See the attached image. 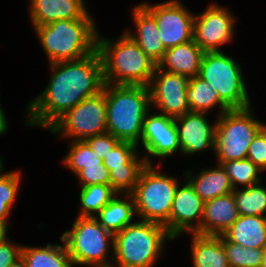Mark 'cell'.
<instances>
[{"instance_id": "28", "label": "cell", "mask_w": 266, "mask_h": 267, "mask_svg": "<svg viewBox=\"0 0 266 267\" xmlns=\"http://www.w3.org/2000/svg\"><path fill=\"white\" fill-rule=\"evenodd\" d=\"M80 188L81 207L77 217H95L117 194L111 185L97 184Z\"/></svg>"}, {"instance_id": "24", "label": "cell", "mask_w": 266, "mask_h": 267, "mask_svg": "<svg viewBox=\"0 0 266 267\" xmlns=\"http://www.w3.org/2000/svg\"><path fill=\"white\" fill-rule=\"evenodd\" d=\"M119 193L95 216L100 225L113 234L122 231L134 221L136 216L134 200L131 194Z\"/></svg>"}, {"instance_id": "3", "label": "cell", "mask_w": 266, "mask_h": 267, "mask_svg": "<svg viewBox=\"0 0 266 267\" xmlns=\"http://www.w3.org/2000/svg\"><path fill=\"white\" fill-rule=\"evenodd\" d=\"M107 109V133L119 141L140 146L143 121L151 110L150 89L144 85L104 83Z\"/></svg>"}, {"instance_id": "11", "label": "cell", "mask_w": 266, "mask_h": 267, "mask_svg": "<svg viewBox=\"0 0 266 267\" xmlns=\"http://www.w3.org/2000/svg\"><path fill=\"white\" fill-rule=\"evenodd\" d=\"M154 17L166 49L194 39V17L178 0L150 5L141 3Z\"/></svg>"}, {"instance_id": "27", "label": "cell", "mask_w": 266, "mask_h": 267, "mask_svg": "<svg viewBox=\"0 0 266 267\" xmlns=\"http://www.w3.org/2000/svg\"><path fill=\"white\" fill-rule=\"evenodd\" d=\"M242 188L232 192L239 215L266 216V188L262 182Z\"/></svg>"}, {"instance_id": "17", "label": "cell", "mask_w": 266, "mask_h": 267, "mask_svg": "<svg viewBox=\"0 0 266 267\" xmlns=\"http://www.w3.org/2000/svg\"><path fill=\"white\" fill-rule=\"evenodd\" d=\"M33 28L58 20L85 18L89 11L84 0H29Z\"/></svg>"}, {"instance_id": "26", "label": "cell", "mask_w": 266, "mask_h": 267, "mask_svg": "<svg viewBox=\"0 0 266 267\" xmlns=\"http://www.w3.org/2000/svg\"><path fill=\"white\" fill-rule=\"evenodd\" d=\"M187 101L191 112L207 113L214 107L219 106L220 113L231 110L221 99L218 92L200 76L190 78L186 90Z\"/></svg>"}, {"instance_id": "30", "label": "cell", "mask_w": 266, "mask_h": 267, "mask_svg": "<svg viewBox=\"0 0 266 267\" xmlns=\"http://www.w3.org/2000/svg\"><path fill=\"white\" fill-rule=\"evenodd\" d=\"M217 163L230 177L233 189L239 188L240 185L245 188L262 182V178L259 176L261 170L247 158L237 161H218Z\"/></svg>"}, {"instance_id": "12", "label": "cell", "mask_w": 266, "mask_h": 267, "mask_svg": "<svg viewBox=\"0 0 266 267\" xmlns=\"http://www.w3.org/2000/svg\"><path fill=\"white\" fill-rule=\"evenodd\" d=\"M235 18L226 7L211 3L194 17V41L204 52H222L221 46L231 42Z\"/></svg>"}, {"instance_id": "31", "label": "cell", "mask_w": 266, "mask_h": 267, "mask_svg": "<svg viewBox=\"0 0 266 267\" xmlns=\"http://www.w3.org/2000/svg\"><path fill=\"white\" fill-rule=\"evenodd\" d=\"M4 166L0 168V222L8 223V217L16 196L19 194L21 181L20 171L3 172Z\"/></svg>"}, {"instance_id": "23", "label": "cell", "mask_w": 266, "mask_h": 267, "mask_svg": "<svg viewBox=\"0 0 266 267\" xmlns=\"http://www.w3.org/2000/svg\"><path fill=\"white\" fill-rule=\"evenodd\" d=\"M244 247L263 248L266 244V216H242L223 234Z\"/></svg>"}, {"instance_id": "22", "label": "cell", "mask_w": 266, "mask_h": 267, "mask_svg": "<svg viewBox=\"0 0 266 267\" xmlns=\"http://www.w3.org/2000/svg\"><path fill=\"white\" fill-rule=\"evenodd\" d=\"M191 237L193 267H230L223 246V235L191 233Z\"/></svg>"}, {"instance_id": "10", "label": "cell", "mask_w": 266, "mask_h": 267, "mask_svg": "<svg viewBox=\"0 0 266 267\" xmlns=\"http://www.w3.org/2000/svg\"><path fill=\"white\" fill-rule=\"evenodd\" d=\"M48 130L63 138L85 140L107 133V109L104 86L98 94L82 100L59 117Z\"/></svg>"}, {"instance_id": "9", "label": "cell", "mask_w": 266, "mask_h": 267, "mask_svg": "<svg viewBox=\"0 0 266 267\" xmlns=\"http://www.w3.org/2000/svg\"><path fill=\"white\" fill-rule=\"evenodd\" d=\"M242 69L224 52H205L198 76L218 92L230 109H245L252 106Z\"/></svg>"}, {"instance_id": "34", "label": "cell", "mask_w": 266, "mask_h": 267, "mask_svg": "<svg viewBox=\"0 0 266 267\" xmlns=\"http://www.w3.org/2000/svg\"><path fill=\"white\" fill-rule=\"evenodd\" d=\"M144 168H119L110 172V185L119 194H130Z\"/></svg>"}, {"instance_id": "8", "label": "cell", "mask_w": 266, "mask_h": 267, "mask_svg": "<svg viewBox=\"0 0 266 267\" xmlns=\"http://www.w3.org/2000/svg\"><path fill=\"white\" fill-rule=\"evenodd\" d=\"M217 118L213 150L217 161L246 159L250 144L266 124L254 117L250 107L231 109Z\"/></svg>"}, {"instance_id": "4", "label": "cell", "mask_w": 266, "mask_h": 267, "mask_svg": "<svg viewBox=\"0 0 266 267\" xmlns=\"http://www.w3.org/2000/svg\"><path fill=\"white\" fill-rule=\"evenodd\" d=\"M96 29L90 13L82 19L58 20L34 27L49 64L81 59L97 51Z\"/></svg>"}, {"instance_id": "6", "label": "cell", "mask_w": 266, "mask_h": 267, "mask_svg": "<svg viewBox=\"0 0 266 267\" xmlns=\"http://www.w3.org/2000/svg\"><path fill=\"white\" fill-rule=\"evenodd\" d=\"M163 162L148 165L142 170L139 180L130 193L134 200L136 216L140 220L155 222L166 227L170 235V212L179 180L161 173Z\"/></svg>"}, {"instance_id": "2", "label": "cell", "mask_w": 266, "mask_h": 267, "mask_svg": "<svg viewBox=\"0 0 266 267\" xmlns=\"http://www.w3.org/2000/svg\"><path fill=\"white\" fill-rule=\"evenodd\" d=\"M97 50L103 63L104 83L149 86L158 64L126 32L114 42L99 33Z\"/></svg>"}, {"instance_id": "32", "label": "cell", "mask_w": 266, "mask_h": 267, "mask_svg": "<svg viewBox=\"0 0 266 267\" xmlns=\"http://www.w3.org/2000/svg\"><path fill=\"white\" fill-rule=\"evenodd\" d=\"M223 246L228 255L230 267H261L263 263L262 248L244 247L230 242L223 235Z\"/></svg>"}, {"instance_id": "29", "label": "cell", "mask_w": 266, "mask_h": 267, "mask_svg": "<svg viewBox=\"0 0 266 267\" xmlns=\"http://www.w3.org/2000/svg\"><path fill=\"white\" fill-rule=\"evenodd\" d=\"M137 145L127 141H119L103 160V165L109 170L119 168H145L144 157L139 158Z\"/></svg>"}, {"instance_id": "20", "label": "cell", "mask_w": 266, "mask_h": 267, "mask_svg": "<svg viewBox=\"0 0 266 267\" xmlns=\"http://www.w3.org/2000/svg\"><path fill=\"white\" fill-rule=\"evenodd\" d=\"M205 52L194 39L166 50L158 67L166 72L192 78L199 74Z\"/></svg>"}, {"instance_id": "43", "label": "cell", "mask_w": 266, "mask_h": 267, "mask_svg": "<svg viewBox=\"0 0 266 267\" xmlns=\"http://www.w3.org/2000/svg\"><path fill=\"white\" fill-rule=\"evenodd\" d=\"M2 166H4V164H3V160H2V158H1V156H0V168H1Z\"/></svg>"}, {"instance_id": "40", "label": "cell", "mask_w": 266, "mask_h": 267, "mask_svg": "<svg viewBox=\"0 0 266 267\" xmlns=\"http://www.w3.org/2000/svg\"><path fill=\"white\" fill-rule=\"evenodd\" d=\"M8 223L0 222V245L8 240L7 232L9 231Z\"/></svg>"}, {"instance_id": "37", "label": "cell", "mask_w": 266, "mask_h": 267, "mask_svg": "<svg viewBox=\"0 0 266 267\" xmlns=\"http://www.w3.org/2000/svg\"><path fill=\"white\" fill-rule=\"evenodd\" d=\"M90 149L104 160L119 140L110 133L92 136L84 140Z\"/></svg>"}, {"instance_id": "33", "label": "cell", "mask_w": 266, "mask_h": 267, "mask_svg": "<svg viewBox=\"0 0 266 267\" xmlns=\"http://www.w3.org/2000/svg\"><path fill=\"white\" fill-rule=\"evenodd\" d=\"M69 148L62 163L75 175L86 166L103 164V160L90 149L84 140L71 141Z\"/></svg>"}, {"instance_id": "41", "label": "cell", "mask_w": 266, "mask_h": 267, "mask_svg": "<svg viewBox=\"0 0 266 267\" xmlns=\"http://www.w3.org/2000/svg\"><path fill=\"white\" fill-rule=\"evenodd\" d=\"M262 250H263L264 257H263V263L261 267H266V244L263 246Z\"/></svg>"}, {"instance_id": "42", "label": "cell", "mask_w": 266, "mask_h": 267, "mask_svg": "<svg viewBox=\"0 0 266 267\" xmlns=\"http://www.w3.org/2000/svg\"><path fill=\"white\" fill-rule=\"evenodd\" d=\"M11 267H26V266H25L24 263L20 260V261H18L15 265H13V266H11Z\"/></svg>"}, {"instance_id": "14", "label": "cell", "mask_w": 266, "mask_h": 267, "mask_svg": "<svg viewBox=\"0 0 266 267\" xmlns=\"http://www.w3.org/2000/svg\"><path fill=\"white\" fill-rule=\"evenodd\" d=\"M150 114V116H149ZM140 141L147 153L144 155L148 165H152V157L166 158L181 152L178 130L173 117L161 113H147Z\"/></svg>"}, {"instance_id": "25", "label": "cell", "mask_w": 266, "mask_h": 267, "mask_svg": "<svg viewBox=\"0 0 266 267\" xmlns=\"http://www.w3.org/2000/svg\"><path fill=\"white\" fill-rule=\"evenodd\" d=\"M47 244L45 247L22 245L21 261L26 267H76L73 266L66 245Z\"/></svg>"}, {"instance_id": "16", "label": "cell", "mask_w": 266, "mask_h": 267, "mask_svg": "<svg viewBox=\"0 0 266 267\" xmlns=\"http://www.w3.org/2000/svg\"><path fill=\"white\" fill-rule=\"evenodd\" d=\"M207 113L187 112L174 118L178 130L181 154L194 155L203 150H214L216 121L208 122Z\"/></svg>"}, {"instance_id": "21", "label": "cell", "mask_w": 266, "mask_h": 267, "mask_svg": "<svg viewBox=\"0 0 266 267\" xmlns=\"http://www.w3.org/2000/svg\"><path fill=\"white\" fill-rule=\"evenodd\" d=\"M215 168L200 170L197 174L185 172V179L191 184L198 196L204 201L212 200L233 192L230 177L220 164Z\"/></svg>"}, {"instance_id": "7", "label": "cell", "mask_w": 266, "mask_h": 267, "mask_svg": "<svg viewBox=\"0 0 266 267\" xmlns=\"http://www.w3.org/2000/svg\"><path fill=\"white\" fill-rule=\"evenodd\" d=\"M60 237L73 266L112 267L114 264L108 262L110 258H107L110 249L111 260L114 258V234L100 225L95 217H77L71 230L65 231Z\"/></svg>"}, {"instance_id": "5", "label": "cell", "mask_w": 266, "mask_h": 267, "mask_svg": "<svg viewBox=\"0 0 266 267\" xmlns=\"http://www.w3.org/2000/svg\"><path fill=\"white\" fill-rule=\"evenodd\" d=\"M172 240L166 227L145 220L134 221L114 234L112 267H153L162 254L166 240Z\"/></svg>"}, {"instance_id": "39", "label": "cell", "mask_w": 266, "mask_h": 267, "mask_svg": "<svg viewBox=\"0 0 266 267\" xmlns=\"http://www.w3.org/2000/svg\"><path fill=\"white\" fill-rule=\"evenodd\" d=\"M7 117L3 111V108L0 104V136L3 135L5 132L8 131V123Z\"/></svg>"}, {"instance_id": "1", "label": "cell", "mask_w": 266, "mask_h": 267, "mask_svg": "<svg viewBox=\"0 0 266 267\" xmlns=\"http://www.w3.org/2000/svg\"><path fill=\"white\" fill-rule=\"evenodd\" d=\"M51 78L27 105L26 124L48 129L66 111L102 91L103 63L99 51L81 59L50 63Z\"/></svg>"}, {"instance_id": "36", "label": "cell", "mask_w": 266, "mask_h": 267, "mask_svg": "<svg viewBox=\"0 0 266 267\" xmlns=\"http://www.w3.org/2000/svg\"><path fill=\"white\" fill-rule=\"evenodd\" d=\"M247 159L254 163L261 171H266V126L250 144Z\"/></svg>"}, {"instance_id": "35", "label": "cell", "mask_w": 266, "mask_h": 267, "mask_svg": "<svg viewBox=\"0 0 266 267\" xmlns=\"http://www.w3.org/2000/svg\"><path fill=\"white\" fill-rule=\"evenodd\" d=\"M76 176L81 187L97 184L110 185V172L103 164L86 166Z\"/></svg>"}, {"instance_id": "18", "label": "cell", "mask_w": 266, "mask_h": 267, "mask_svg": "<svg viewBox=\"0 0 266 267\" xmlns=\"http://www.w3.org/2000/svg\"><path fill=\"white\" fill-rule=\"evenodd\" d=\"M132 16L137 34L130 33L131 30L125 32L158 64L167 49L160 38L155 17L141 3L132 9Z\"/></svg>"}, {"instance_id": "15", "label": "cell", "mask_w": 266, "mask_h": 267, "mask_svg": "<svg viewBox=\"0 0 266 267\" xmlns=\"http://www.w3.org/2000/svg\"><path fill=\"white\" fill-rule=\"evenodd\" d=\"M204 201L186 180L178 185L170 212V236L174 239L184 232L200 234ZM194 221V222H193Z\"/></svg>"}, {"instance_id": "19", "label": "cell", "mask_w": 266, "mask_h": 267, "mask_svg": "<svg viewBox=\"0 0 266 267\" xmlns=\"http://www.w3.org/2000/svg\"><path fill=\"white\" fill-rule=\"evenodd\" d=\"M238 208L233 193L204 202L200 234L223 235L238 219Z\"/></svg>"}, {"instance_id": "38", "label": "cell", "mask_w": 266, "mask_h": 267, "mask_svg": "<svg viewBox=\"0 0 266 267\" xmlns=\"http://www.w3.org/2000/svg\"><path fill=\"white\" fill-rule=\"evenodd\" d=\"M22 245L13 244L9 239L0 245V267H11L21 260Z\"/></svg>"}, {"instance_id": "13", "label": "cell", "mask_w": 266, "mask_h": 267, "mask_svg": "<svg viewBox=\"0 0 266 267\" xmlns=\"http://www.w3.org/2000/svg\"><path fill=\"white\" fill-rule=\"evenodd\" d=\"M189 80V77L166 72L157 66L148 86L151 108L156 107L159 113L173 118L190 112L186 95Z\"/></svg>"}]
</instances>
